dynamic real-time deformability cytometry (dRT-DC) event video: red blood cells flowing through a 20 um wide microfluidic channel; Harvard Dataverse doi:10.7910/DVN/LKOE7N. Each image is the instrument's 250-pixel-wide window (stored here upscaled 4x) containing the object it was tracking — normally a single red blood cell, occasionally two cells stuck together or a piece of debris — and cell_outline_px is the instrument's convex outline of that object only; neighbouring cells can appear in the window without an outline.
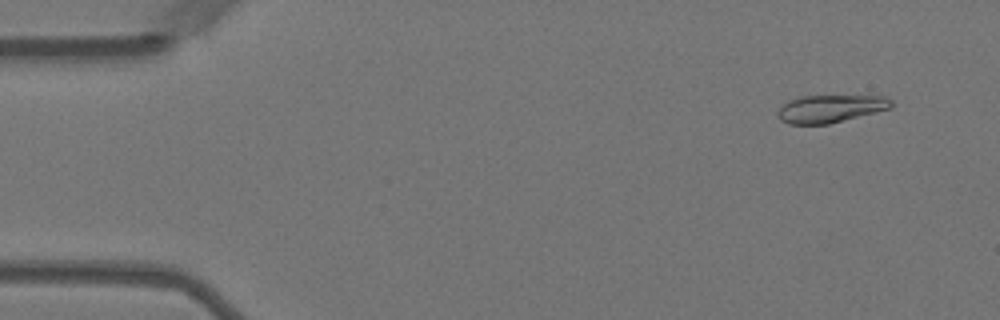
{"species": "Egyptian fruit bat (a non-hibernating species)", "species_latin": "Rousettus aegyptiacus", "temperature_condition": "warm", "stored_images_in_passage": 10, "camera_frame_rate_fps": 3000, "um_per_image_px": 0.085, "animal": {"sex": "female"}, "frame": {"image": 1, "passage_image": 4, "time_ms": 1.0, "image_size_px": [1000, 320], "cell_outline_px": [[892, 108], [828, 124], [788, 124], [780, 120], [776, 112], [788, 100], [800, 96], [884, 96], [892, 100]], "centroid_in_image_um": [70.57, 9.23], "position_along_channel_um": 14.4, "area_um2": 18.26}}